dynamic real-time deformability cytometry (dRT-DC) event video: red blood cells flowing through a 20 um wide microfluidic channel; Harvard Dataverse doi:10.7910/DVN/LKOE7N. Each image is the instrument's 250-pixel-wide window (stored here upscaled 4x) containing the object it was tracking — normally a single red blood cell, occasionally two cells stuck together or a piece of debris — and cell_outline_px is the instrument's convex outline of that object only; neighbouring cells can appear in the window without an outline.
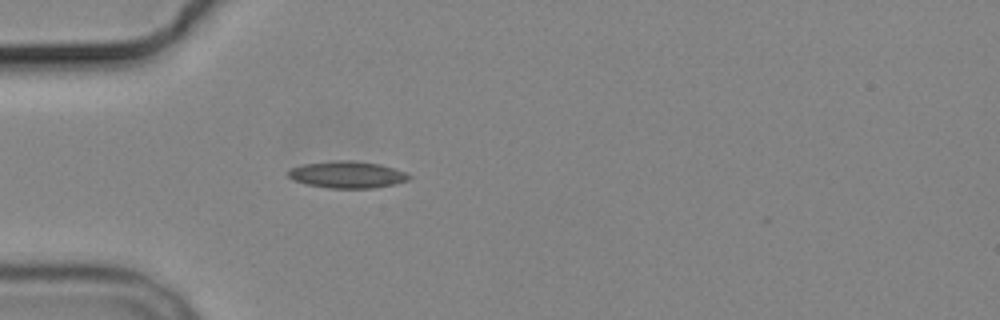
{"species": "common noctule bat (a hibernating species)", "species_latin": "Nyctalus noctula", "temperature_condition": "cold", "stored_images_in_passage": 5, "camera_frame_rate_fps": 3000, "um_per_image_px": 0.085, "animal": {"sex": "male", "body_mass_g": 19.2, "forearm_length_mm": 51.8}, "frame": {"image": 1, "passage_image": 5, "time_ms": 5.333, "image_size_px": [1000, 320], "cell_outline_px": [[412, 176], [408, 180], [396, 184], [372, 188], [328, 188], [308, 184], [292, 180], [288, 176], [288, 168], [304, 164], [336, 160], [352, 160], [380, 164], [404, 172]], "centroid_in_image_um": [29.49, 14.84], "position_along_channel_um": 55.5, "area_um2": 18.9}}